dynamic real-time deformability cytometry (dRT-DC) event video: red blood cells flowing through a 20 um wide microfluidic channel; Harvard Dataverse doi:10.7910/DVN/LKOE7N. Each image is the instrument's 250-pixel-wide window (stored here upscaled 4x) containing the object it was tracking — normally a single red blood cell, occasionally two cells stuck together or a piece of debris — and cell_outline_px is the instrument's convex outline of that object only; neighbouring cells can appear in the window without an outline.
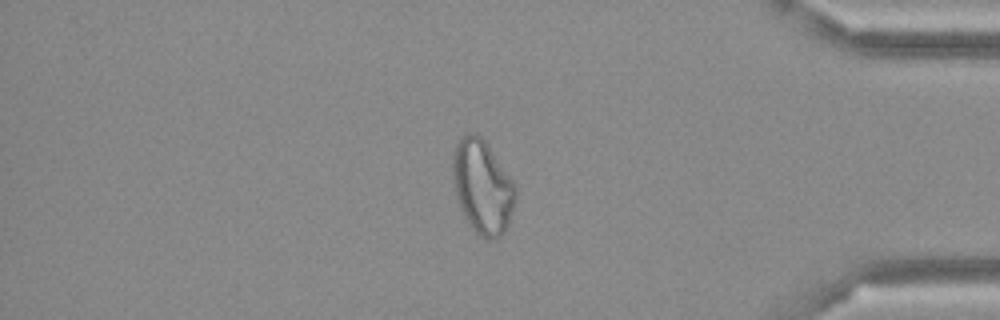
{"species": "Egyptian fruit bat (a non-hibernating species)", "species_latin": "Rousettus aegyptiacus", "temperature_condition": "cold", "stored_images_in_passage": 49, "camera_frame_rate_fps": 3000, "um_per_image_px": 0.085, "frame": {"image": 1, "passage_image": 42, "time_ms": 13.667, "image_size_px": [1000, 320], "cell_outline_px": [[516, 200], [508, 224], [500, 236], [496, 240], [484, 240], [468, 224], [456, 200], [452, 176], [452, 160], [456, 144], [460, 136], [468, 132], [476, 132], [484, 140], [516, 184]], "centroid_in_image_um": [40.99, 15.88], "position_along_channel_um": 394.2, "area_um2": 34.74}}